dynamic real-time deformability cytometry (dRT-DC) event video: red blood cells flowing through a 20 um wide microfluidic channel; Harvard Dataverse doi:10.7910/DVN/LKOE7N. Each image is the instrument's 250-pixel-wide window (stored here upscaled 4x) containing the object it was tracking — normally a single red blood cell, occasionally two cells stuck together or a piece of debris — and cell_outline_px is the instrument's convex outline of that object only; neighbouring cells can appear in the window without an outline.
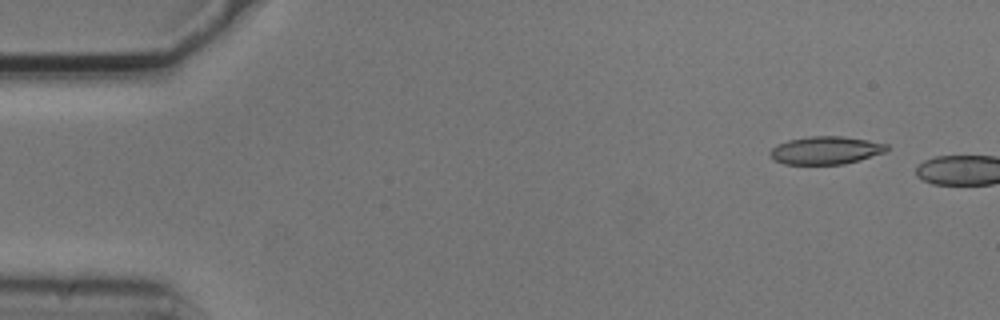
{"species": "common noctule bat (a hibernating species)", "species_latin": "Nyctalus noctula", "temperature_condition": "cold", "stored_images_in_passage": 2, "camera_frame_rate_fps": 3000, "um_per_image_px": 0.085, "animal": {"sex": "male", "body_mass_g": 20.5, "forearm_length_mm": 52.5}, "frame": {"image": 1, "passage_image": 1, "time_ms": 0.0, "image_size_px": [1000, 320], "cell_outline_px": [[888, 148], [884, 152], [860, 160], [844, 164], [784, 164], [772, 160], [768, 152], [772, 148], [788, 140], [808, 136], [844, 136], [868, 140], [888, 144]], "centroid_in_image_um": [70.17, 12.78], "position_along_channel_um": 14.8, "area_um2": 19.02}}